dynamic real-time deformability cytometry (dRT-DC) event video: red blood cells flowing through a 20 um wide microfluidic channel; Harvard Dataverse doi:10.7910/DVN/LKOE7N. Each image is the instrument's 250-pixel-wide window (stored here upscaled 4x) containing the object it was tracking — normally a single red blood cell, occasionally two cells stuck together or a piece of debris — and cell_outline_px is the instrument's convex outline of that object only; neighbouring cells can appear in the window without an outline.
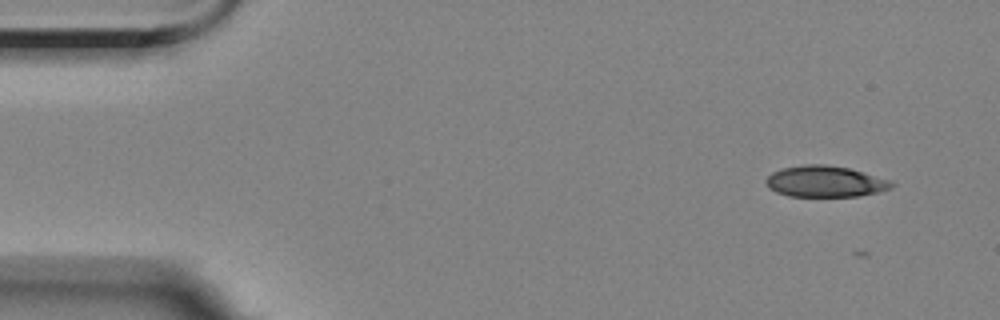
{"species": "Egyptian fruit bat (a non-hibernating species)", "species_latin": "Rousettus aegyptiacus", "temperature_condition": "room temperature", "stored_images_in_passage": 14, "camera_frame_rate_fps": 3000, "um_per_image_px": 0.085, "animal": {"sex": "female"}, "frame": {"image": 1, "passage_image": 2, "time_ms": 0.333, "image_size_px": [1000, 320], "cell_outline_px": [[896, 184], [892, 188], [860, 196], [788, 196], [776, 192], [768, 188], [764, 180], [772, 172], [784, 168], [804, 164], [824, 164], [848, 168], [888, 180]], "centroid_in_image_um": [70.09, 15.43], "position_along_channel_um": 14.9, "area_um2": 22.66}}
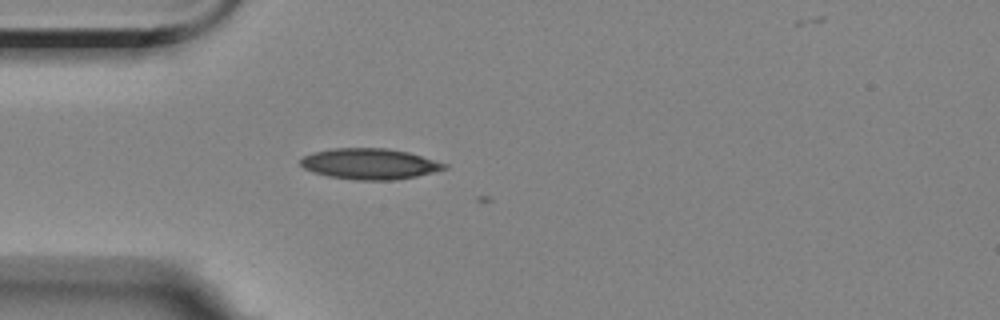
{"frame": {"image": 2, "passage_image": 13, "time_ms": 4.0, "image_size_px": [1000, 320], "cell_outline_px": [[448, 168], [416, 176], [396, 180], [356, 180], [328, 176], [312, 172], [304, 168], [300, 164], [300, 160], [304, 156], [312, 152], [332, 148], [388, 148], [408, 152], [448, 164]], "centroid_in_image_um": [31.4, 13.93], "position_along_channel_um": 53.6, "area_um2": 25.89}}